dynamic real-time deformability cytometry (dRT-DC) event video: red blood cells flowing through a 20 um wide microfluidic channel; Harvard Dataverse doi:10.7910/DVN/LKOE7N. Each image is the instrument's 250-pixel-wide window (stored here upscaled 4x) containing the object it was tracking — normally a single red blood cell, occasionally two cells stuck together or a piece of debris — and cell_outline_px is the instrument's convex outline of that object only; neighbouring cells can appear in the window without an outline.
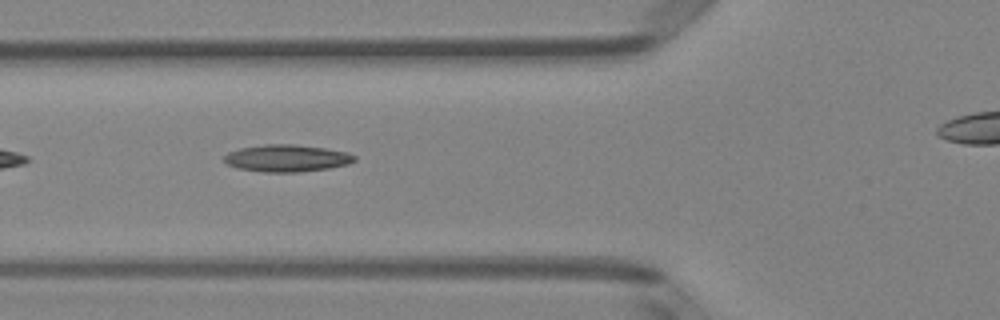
{"species": "Egyptian fruit bat (a non-hibernating species)", "species_latin": "Rousettus aegyptiacus", "temperature_condition": "room temperature", "stored_images_in_passage": 31, "camera_frame_rate_fps": 3000, "um_per_image_px": 0.085, "animal": {"sex": "female"}, "frame": {"image": 1, "passage_image": 5, "time_ms": 1.333, "image_size_px": [1000, 320], "cell_outline_px": [[356, 160], [348, 164], [328, 168], [300, 172], [264, 172], [236, 168], [228, 164], [224, 160], [224, 156], [228, 152], [240, 148], [264, 144], [292, 144], [324, 148], [348, 152], [356, 156]], "centroid_in_image_um": [24.37, 13.45], "position_along_channel_um": 101.4, "area_um2": 20.58}}
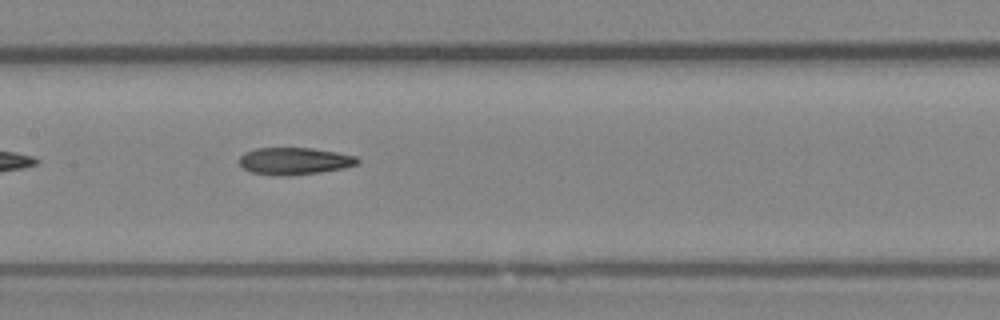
{"frame": {"image": 2, "passage_image": 11, "time_ms": 3.333, "image_size_px": [1000, 320], "cell_outline_px": [[360, 160], [356, 164], [344, 168], [320, 172], [288, 176], [272, 176], [248, 172], [240, 164], [240, 156], [244, 152], [256, 148], [312, 148], [336, 152], [356, 156]], "centroid_in_image_um": [24.99, 13.7], "position_along_channel_um": 182.4, "area_um2": 18.84}}
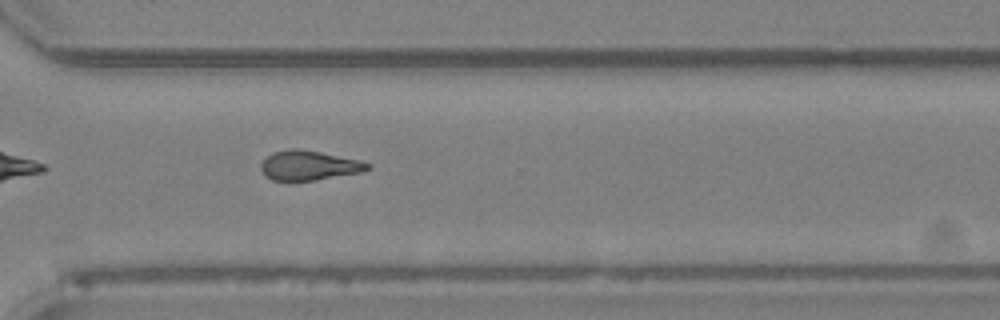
{"frame": {"image": 3, "passage_image": 23, "time_ms": 7.333, "image_size_px": [1000, 320], "cell_outline_px": [[372, 168], [360, 172], [316, 180], [272, 180], [264, 176], [260, 168], [260, 164], [272, 152], [288, 148], [296, 148], [320, 152], [360, 160], [372, 164]], "centroid_in_image_um": [26.25, 14.05], "position_along_channel_um": 344.3, "area_um2": 18.44}}